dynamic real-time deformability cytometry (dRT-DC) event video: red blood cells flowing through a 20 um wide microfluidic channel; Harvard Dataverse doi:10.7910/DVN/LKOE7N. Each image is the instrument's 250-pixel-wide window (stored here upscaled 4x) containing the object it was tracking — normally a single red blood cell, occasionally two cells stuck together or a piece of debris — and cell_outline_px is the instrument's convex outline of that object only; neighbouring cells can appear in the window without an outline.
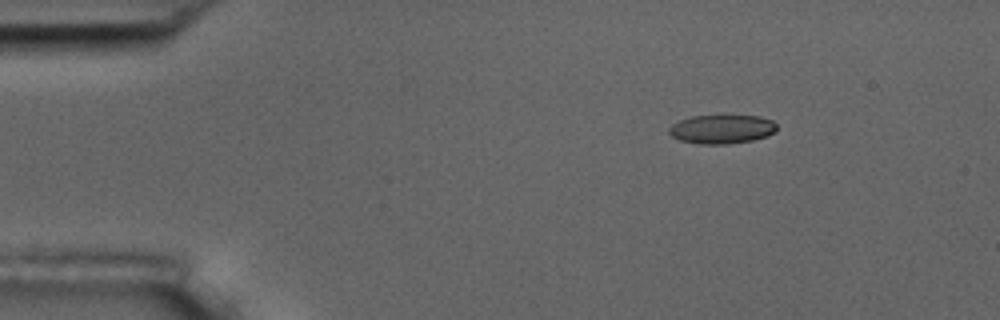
{"species": "common noctule bat (a hibernating species)", "species_latin": "Nyctalus noctula", "temperature_condition": "room temperature", "stored_images_in_passage": 4, "camera_frame_rate_fps": 3000, "um_per_image_px": 0.085, "animal": {"sex": "male", "body_mass_g": 17.5, "forearm_length_mm": 52.3}, "frame": {"image": 1, "passage_image": 1, "time_ms": 0.0, "image_size_px": [1000, 320], "cell_outline_px": [[776, 132], [768, 136], [752, 140], [728, 144], [700, 144], [680, 140], [672, 136], [668, 132], [668, 128], [672, 124], [680, 120], [692, 116], [760, 116], [772, 120], [776, 124]], "centroid_in_image_um": [61.36, 10.98], "position_along_channel_um": 23.6, "area_um2": 18.15}}